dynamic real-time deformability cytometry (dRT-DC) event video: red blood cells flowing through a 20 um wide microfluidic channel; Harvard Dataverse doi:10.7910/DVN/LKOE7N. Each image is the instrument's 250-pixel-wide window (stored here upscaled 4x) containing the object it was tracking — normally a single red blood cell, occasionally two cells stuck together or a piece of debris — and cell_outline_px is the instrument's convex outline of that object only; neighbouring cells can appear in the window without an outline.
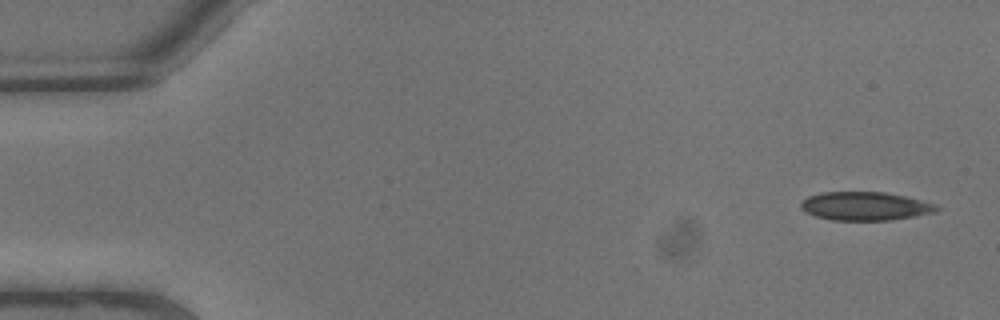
{"species": "common noctule bat (a hibernating species)", "species_latin": "Nyctalus noctula", "temperature_condition": "warm", "stored_images_in_passage": 6, "camera_frame_rate_fps": 3000, "um_per_image_px": 0.085, "animal": {"sex": "male", "body_mass_g": 13.3}, "frame": {"image": 1, "passage_image": 1, "time_ms": 0.0, "image_size_px": [1000, 320], "cell_outline_px": [[940, 208], [936, 212], [892, 220], [832, 220], [816, 216], [804, 212], [800, 208], [800, 204], [808, 196], [820, 192], [884, 192], [904, 196], [936, 204]], "centroid_in_image_um": [73.52, 17.52], "position_along_channel_um": 11.5, "area_um2": 22.54}}
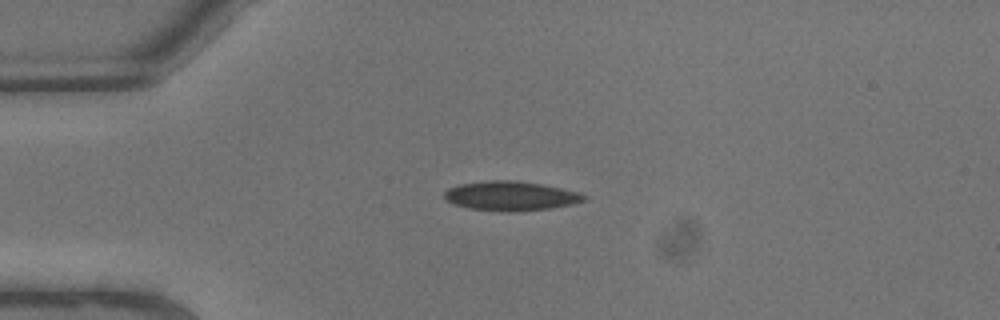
{"frame": {"image": 2, "passage_image": 5, "time_ms": 1.333, "image_size_px": [1000, 320], "cell_outline_px": [[588, 196], [584, 200], [572, 204], [548, 208], [520, 212], [500, 212], [468, 208], [456, 204], [448, 200], [444, 196], [444, 192], [448, 188], [460, 184], [488, 180], [512, 180], [540, 184], [580, 192]], "centroid_in_image_um": [43.41, 16.66], "position_along_channel_um": 41.6, "area_um2": 23.87}}